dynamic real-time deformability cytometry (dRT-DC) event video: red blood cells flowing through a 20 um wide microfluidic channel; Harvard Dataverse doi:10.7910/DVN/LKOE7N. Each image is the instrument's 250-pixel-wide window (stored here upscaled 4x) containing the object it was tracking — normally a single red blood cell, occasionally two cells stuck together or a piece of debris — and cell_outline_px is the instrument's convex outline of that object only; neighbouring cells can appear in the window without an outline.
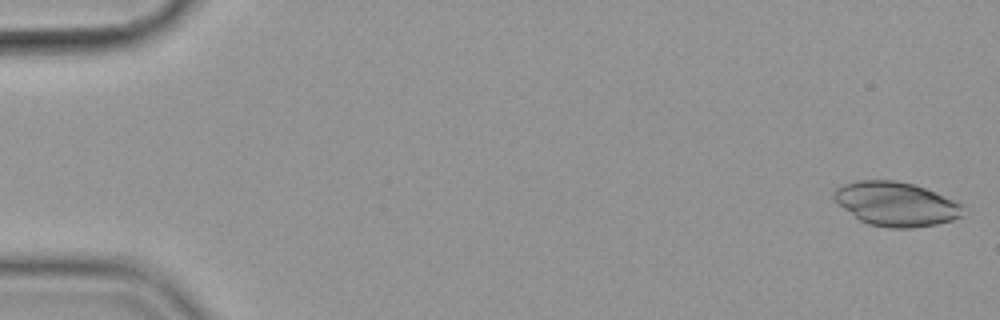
{"species": "common noctule bat (a hibernating species)", "species_latin": "Nyctalus noctula", "temperature_condition": "cold", "stored_images_in_passage": 56, "camera_frame_rate_fps": 3000, "um_per_image_px": 0.085, "animal": {"sex": "female", "body_mass_g": 19.9}, "frame": {"image": 1, "passage_image": 2, "time_ms": 0.333, "image_size_px": [1000, 320], "cell_outline_px": [[964, 216], [952, 220], [936, 224], [912, 228], [888, 228], [868, 224], [860, 220], [836, 204], [832, 200], [832, 192], [836, 188], [844, 184], [856, 180], [892, 180], [912, 184], [936, 192], [960, 204]], "centroid_in_image_um": [76.09, 17.34], "position_along_channel_um": 8.9, "area_um2": 33.23}}